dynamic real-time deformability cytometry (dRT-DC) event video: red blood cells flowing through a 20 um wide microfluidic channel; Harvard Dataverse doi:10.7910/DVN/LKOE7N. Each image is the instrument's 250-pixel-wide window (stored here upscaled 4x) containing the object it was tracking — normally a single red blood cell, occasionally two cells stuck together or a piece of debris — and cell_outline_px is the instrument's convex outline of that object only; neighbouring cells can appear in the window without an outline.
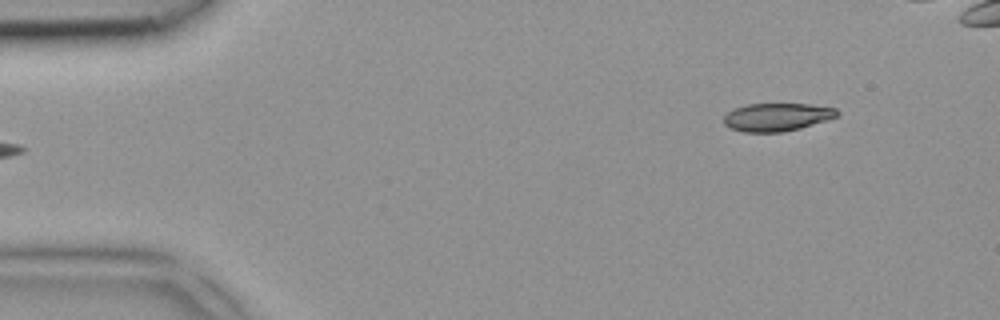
{"species": "common noctule bat (a hibernating species)", "species_latin": "Nyctalus noctula", "temperature_condition": "room temperature", "stored_images_in_passage": 5, "segment_of_instrument_passage": [2, 2], "camera_frame_rate_fps": 3000, "um_per_image_px": 0.085, "animal": {"sex": "female", "body_mass_g": 18.4}, "frame": {"image": 1, "passage_image": 5, "time_ms": 1.333, "image_size_px": [1000, 320], "cell_outline_px": [[840, 112], [836, 116], [828, 120], [800, 128], [784, 132], [744, 132], [732, 128], [724, 124], [724, 116], [728, 112], [736, 108], [748, 104], [808, 104], [836, 108]], "centroid_in_image_um": [66.06, 9.95], "position_along_channel_um": 18.9, "area_um2": 18.38}}